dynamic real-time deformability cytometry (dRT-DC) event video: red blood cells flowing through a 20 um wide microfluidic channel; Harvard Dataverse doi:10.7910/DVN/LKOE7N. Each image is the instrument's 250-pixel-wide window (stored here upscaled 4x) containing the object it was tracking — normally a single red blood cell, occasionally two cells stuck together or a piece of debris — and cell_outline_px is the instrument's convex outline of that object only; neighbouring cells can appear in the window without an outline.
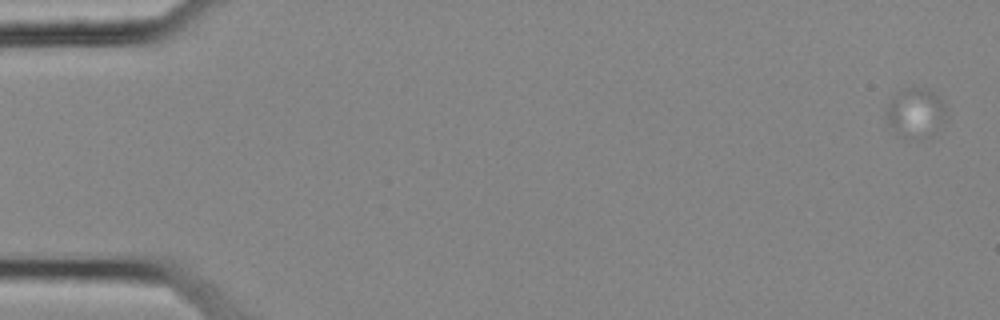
{"species": "common noctule bat (a hibernating species)", "species_latin": "Nyctalus noctula", "temperature_condition": "cold", "stored_images_in_passage": 2, "camera_frame_rate_fps": 3000, "um_per_image_px": 0.085, "animal": {"sex": "female", "body_mass_g": 25.1}, "frame": {"image": 1, "passage_image": 2, "time_ms": 0.333, "image_size_px": [1000, 320], "cell_outline_px": [[948, 108], [924, 136], [916, 140], [896, 136], [884, 112], [888, 104], [900, 92], [908, 88], [920, 88], [932, 92]], "centroid_in_image_um": [77.7, 9.59], "position_along_channel_um": 7.3, "area_um2": 16.01}}